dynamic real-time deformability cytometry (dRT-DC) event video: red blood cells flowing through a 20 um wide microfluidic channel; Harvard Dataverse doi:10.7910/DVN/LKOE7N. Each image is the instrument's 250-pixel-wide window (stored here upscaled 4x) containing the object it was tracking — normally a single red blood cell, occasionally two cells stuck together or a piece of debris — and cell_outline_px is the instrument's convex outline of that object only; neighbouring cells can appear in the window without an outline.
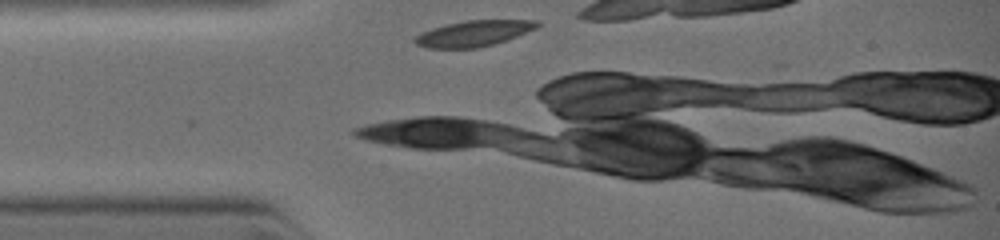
{"species": "common noctule bat (a hibernating species)", "species_latin": "Nyctalus noctula", "temperature_condition": "warm", "stored_images_in_passage": 3, "camera_frame_rate_fps": 3000, "um_per_image_px": 0.085, "animal": {"sex": "female", "body_mass_g": 19.0, "forearm_length_mm": 51.5}, "frame": {"image": 1, "passage_image": 1, "time_ms": 0.0, "image_size_px": [1000, 240], "cell_outline_px": [[540, 24], [536, 28], [516, 36], [492, 44], [476, 48], [428, 48], [416, 44], [412, 40], [420, 32], [432, 28], [464, 20], [540, 20]], "centroid_in_image_um": [40.23, 2.83], "position_along_channel_um": 44.8, "area_um2": 18.26}}